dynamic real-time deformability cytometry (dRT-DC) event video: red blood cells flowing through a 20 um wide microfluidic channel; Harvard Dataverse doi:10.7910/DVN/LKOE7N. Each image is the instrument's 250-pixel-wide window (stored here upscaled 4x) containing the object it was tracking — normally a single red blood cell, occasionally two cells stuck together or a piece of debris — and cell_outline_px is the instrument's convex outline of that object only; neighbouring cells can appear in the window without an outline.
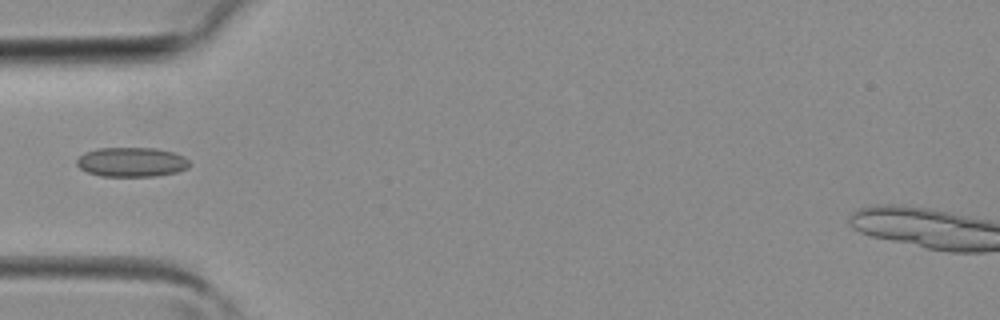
{"species": "common noctule bat (a hibernating species)", "species_latin": "Nyctalus noctula", "temperature_condition": "room temperature", "stored_images_in_passage": 2, "camera_frame_rate_fps": 3000, "um_per_image_px": 0.085, "animal": {"sex": "female", "body_mass_g": 19.3, "forearm_length_mm": 54.1}, "frame": {"image": 1, "passage_image": 2, "time_ms": 0.333, "image_size_px": [1000, 320], "cell_outline_px": [[188, 168], [176, 172], [156, 176], [100, 176], [88, 172], [80, 168], [76, 164], [76, 160], [84, 152], [100, 148], [156, 148], [172, 152], [184, 156], [188, 160]], "centroid_in_image_um": [11.17, 13.77], "position_along_channel_um": 73.8, "area_um2": 19.31}}